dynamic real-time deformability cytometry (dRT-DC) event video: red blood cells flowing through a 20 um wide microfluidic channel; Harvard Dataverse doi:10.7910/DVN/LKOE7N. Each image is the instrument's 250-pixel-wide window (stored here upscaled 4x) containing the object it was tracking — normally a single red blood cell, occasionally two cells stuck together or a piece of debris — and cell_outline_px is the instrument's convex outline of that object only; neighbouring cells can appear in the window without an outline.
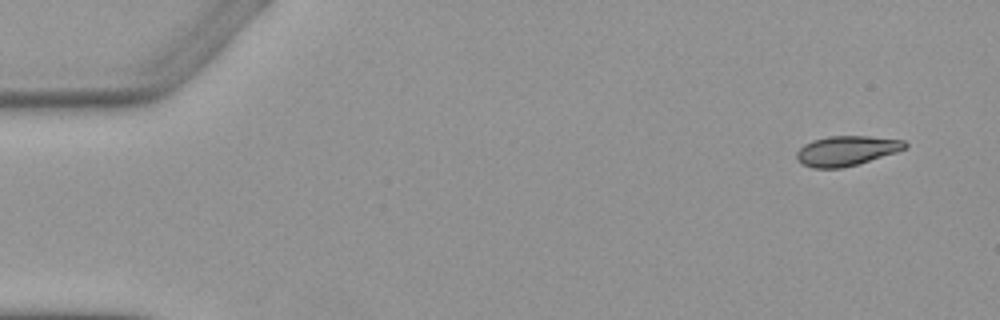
{"species": "Egyptian fruit bat (a non-hibernating species)", "species_latin": "Rousettus aegyptiacus", "temperature_condition": "warm", "stored_images_in_passage": 5, "camera_frame_rate_fps": 3000, "um_per_image_px": 0.085, "animal": {"sex": "female"}, "frame": {"image": 1, "passage_image": 1, "time_ms": 0.0, "image_size_px": [1000, 320], "cell_outline_px": [[908, 148], [896, 152], [856, 164], [840, 168], [812, 168], [800, 164], [796, 160], [796, 152], [804, 144], [812, 140], [828, 136], [868, 136], [904, 140], [908, 144]], "centroid_in_image_um": [71.92, 12.81], "position_along_channel_um": 13.1, "area_um2": 18.9}}
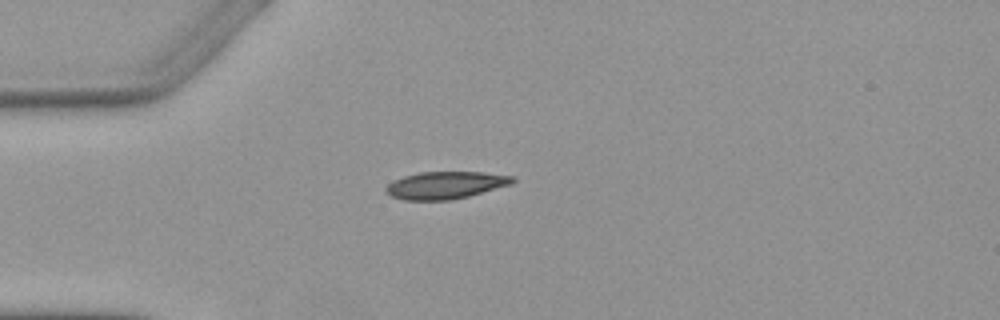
{"frame": {"image": 2, "passage_image": 4, "time_ms": 3.667, "image_size_px": [1000, 320], "cell_outline_px": [[516, 180], [512, 184], [468, 196], [452, 200], [404, 200], [392, 196], [384, 192], [384, 188], [392, 180], [404, 176], [420, 172], [484, 172], [516, 176]], "centroid_in_image_um": [37.87, 15.73], "position_along_channel_um": 47.1, "area_um2": 20.35}}